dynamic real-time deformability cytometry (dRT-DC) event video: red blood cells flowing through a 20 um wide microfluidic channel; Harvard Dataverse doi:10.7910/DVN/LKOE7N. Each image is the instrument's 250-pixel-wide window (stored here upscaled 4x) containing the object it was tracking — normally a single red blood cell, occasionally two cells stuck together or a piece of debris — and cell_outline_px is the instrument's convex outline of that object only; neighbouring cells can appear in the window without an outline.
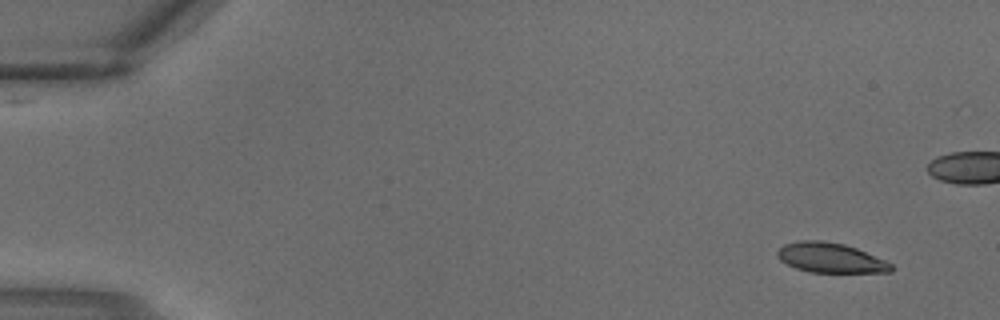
{"species": "common noctule bat (a hibernating species)", "species_latin": "Nyctalus noctula", "temperature_condition": "warm", "stored_images_in_passage": 4, "camera_frame_rate_fps": 3000, "um_per_image_px": 0.085, "animal": {"sex": "male", "body_mass_g": 18.8}, "frame": {"image": 1, "passage_image": 1, "time_ms": 0.0, "image_size_px": [1000, 320], "cell_outline_px": [[892, 272], [808, 272], [796, 268], [780, 260], [776, 256], [776, 252], [784, 244], [800, 240], [820, 240], [844, 244], [856, 248], [884, 260], [892, 264]], "centroid_in_image_um": [70.55, 21.91], "position_along_channel_um": 14.4, "area_um2": 19.65}}